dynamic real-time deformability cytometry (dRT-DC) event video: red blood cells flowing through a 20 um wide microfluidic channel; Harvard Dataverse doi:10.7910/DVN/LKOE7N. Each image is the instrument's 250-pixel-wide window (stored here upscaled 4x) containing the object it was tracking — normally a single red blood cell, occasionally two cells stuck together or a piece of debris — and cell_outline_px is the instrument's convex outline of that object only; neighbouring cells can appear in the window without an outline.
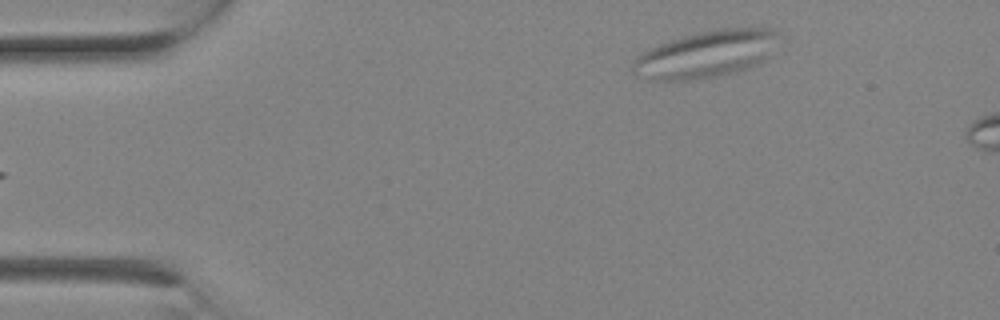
{"species": "Egyptian fruit bat (a non-hibernating species)", "species_latin": "Rousettus aegyptiacus", "temperature_condition": "room temperature", "stored_images_in_passage": 2, "camera_frame_rate_fps": 3000, "um_per_image_px": 0.085, "animal": {"sex": "female"}, "frame": {"image": 1, "passage_image": 2, "time_ms": 0.333, "image_size_px": [1000, 320], "cell_outline_px": [[776, 32], [768, 56], [760, 64], [736, 72], [716, 76], [692, 80], [648, 80], [636, 76], [632, 72], [632, 60], [636, 56], [648, 48], [680, 36], [700, 32], [724, 28], [768, 28]], "centroid_in_image_um": [59.9, 4.63], "position_along_channel_um": 25.1, "area_um2": 39.71}}